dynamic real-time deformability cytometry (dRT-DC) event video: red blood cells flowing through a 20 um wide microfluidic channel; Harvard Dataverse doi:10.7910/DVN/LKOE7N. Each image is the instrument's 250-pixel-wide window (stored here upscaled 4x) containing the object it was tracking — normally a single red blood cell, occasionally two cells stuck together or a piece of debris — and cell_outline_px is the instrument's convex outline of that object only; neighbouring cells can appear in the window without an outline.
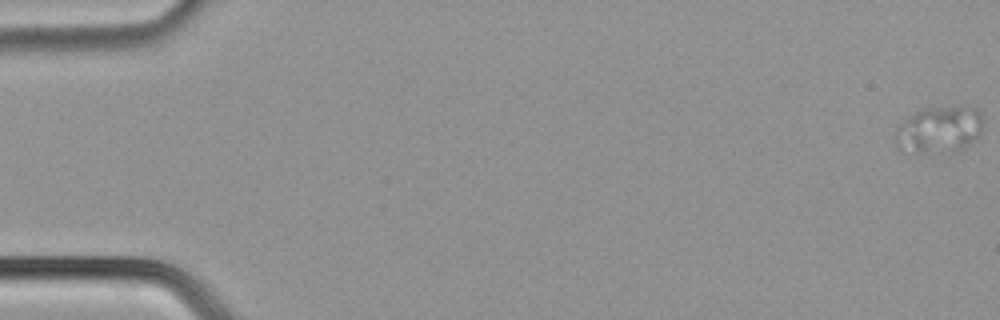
{"species": "common noctule bat (a hibernating species)", "species_latin": "Nyctalus noctula", "temperature_condition": "cold", "stored_images_in_passage": 50, "camera_frame_rate_fps": 3000, "um_per_image_px": 0.085, "animal": {"sex": "male", "body_mass_g": 21.5, "forearm_length_mm": 52.0}, "frame": {"image": 1, "passage_image": 1, "time_ms": 0.0, "image_size_px": [1000, 320], "cell_outline_px": [[984, 124], [976, 140], [972, 144], [952, 156], [900, 152], [896, 148], [896, 128], [900, 124], [916, 112], [924, 108], [964, 104], [976, 108]], "centroid_in_image_um": [79.86, 11.09], "position_along_channel_um": 5.1, "area_um2": 25.43}}
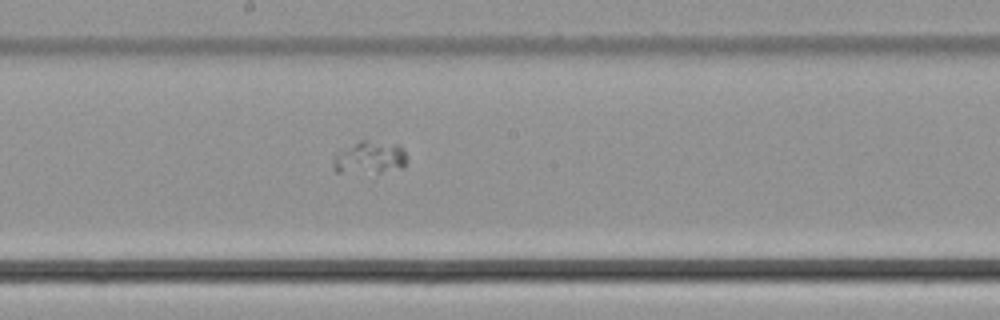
{"frame": {"image": 2, "passage_image": 29, "time_ms": 9.333, "image_size_px": [1000, 320], "cell_outline_px": [[404, 168], [380, 172], [336, 172], [332, 168], [332, 156], [340, 148], [360, 140], [364, 140], [400, 144], [404, 148]], "centroid_in_image_um": [31.34, 13.37], "position_along_channel_um": 216.9, "area_um2": 14.28}}
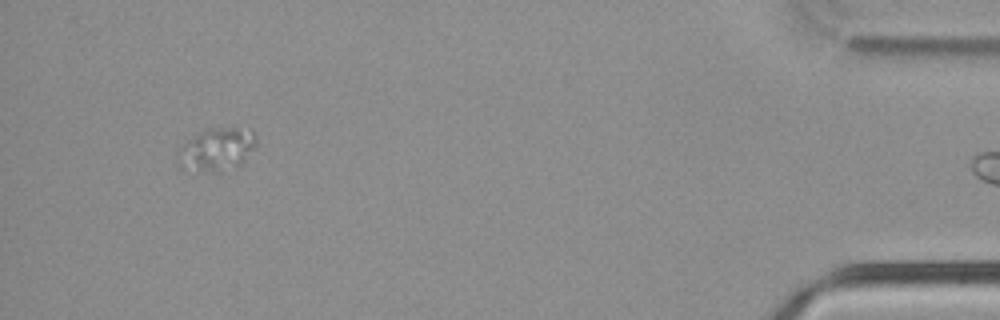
{"frame": {"image": 3, "passage_image": 49, "time_ms": 16.0, "image_size_px": [1000, 320], "cell_outline_px": [[256, 148], [240, 164], [216, 168], [180, 168], [176, 156], [176, 152], [184, 144], [200, 132], [208, 128], [236, 128], [252, 132], [256, 136]], "centroid_in_image_um": [18.42, 12.63], "position_along_channel_um": 416.8, "area_um2": 18.38}}